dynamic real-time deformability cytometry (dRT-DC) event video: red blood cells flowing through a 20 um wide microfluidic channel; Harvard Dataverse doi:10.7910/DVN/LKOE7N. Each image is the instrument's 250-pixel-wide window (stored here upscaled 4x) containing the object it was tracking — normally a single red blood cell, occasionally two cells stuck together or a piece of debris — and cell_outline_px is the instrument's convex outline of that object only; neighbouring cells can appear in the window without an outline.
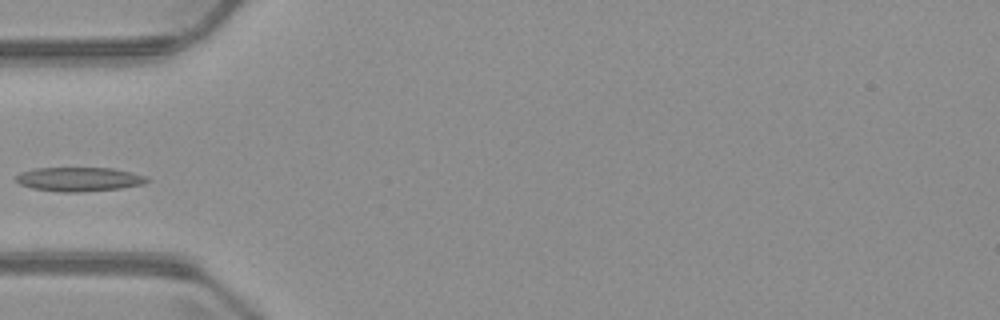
{"species": "common noctule bat (a hibernating species)", "species_latin": "Nyctalus noctula", "temperature_condition": "warm", "stored_images_in_passage": 5, "camera_frame_rate_fps": 3000, "um_per_image_px": 0.085, "animal": {"sex": "male", "body_mass_g": 23.1, "forearm_length_mm": 52.7}, "frame": {"image": 1, "passage_image": 5, "time_ms": 5.0, "image_size_px": [1000, 320], "cell_outline_px": [[152, 180], [144, 184], [120, 188], [80, 192], [60, 192], [32, 188], [20, 184], [16, 180], [16, 176], [20, 172], [32, 168], [112, 168], [132, 172], [144, 176]], "centroid_in_image_um": [6.72, 15.23], "position_along_channel_um": 78.3, "area_um2": 18.44}}